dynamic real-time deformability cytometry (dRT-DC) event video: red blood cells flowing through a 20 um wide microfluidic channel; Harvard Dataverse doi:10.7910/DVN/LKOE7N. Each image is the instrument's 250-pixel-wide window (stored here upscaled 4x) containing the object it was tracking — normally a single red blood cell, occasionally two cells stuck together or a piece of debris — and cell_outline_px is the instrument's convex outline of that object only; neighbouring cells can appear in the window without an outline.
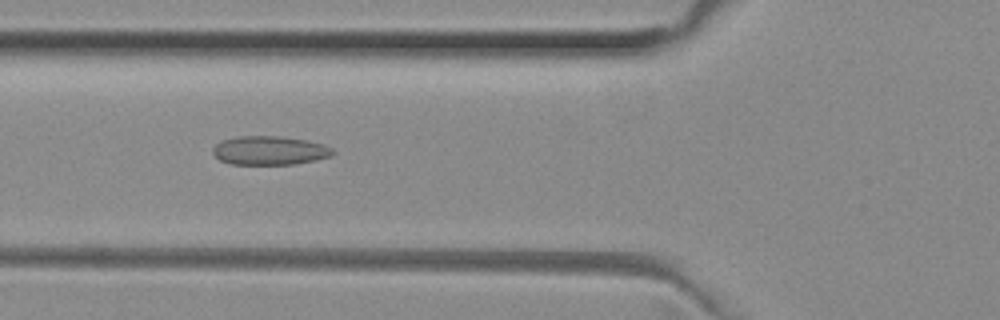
{"species": "common noctule bat (a hibernating species)", "species_latin": "Nyctalus noctula", "temperature_condition": "room temperature", "stored_images_in_passage": 51, "camera_frame_rate_fps": 3000, "um_per_image_px": 0.085, "animal": {"sex": "female", "body_mass_g": 29.2, "forearm_length_mm": 56.3}, "frame": {"image": 1, "passage_image": 19, "time_ms": 6.0, "image_size_px": [1000, 320], "cell_outline_px": [[336, 152], [332, 156], [316, 160], [292, 164], [232, 164], [220, 160], [212, 152], [212, 148], [216, 144], [224, 140], [236, 136], [280, 136], [308, 140], [324, 144], [332, 148]], "centroid_in_image_um": [22.95, 12.78], "position_along_channel_um": 102.8, "area_um2": 20.23}}
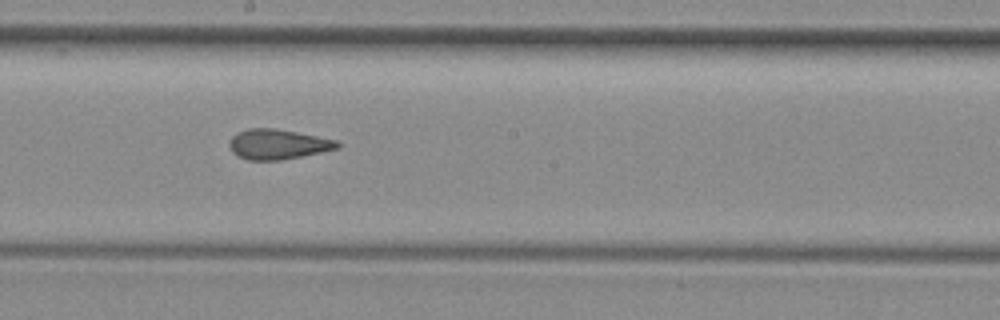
{"frame": {"image": 2, "passage_image": 28, "time_ms": 9.0, "image_size_px": [1000, 320], "cell_outline_px": [[340, 148], [280, 160], [248, 160], [232, 152], [228, 144], [232, 136], [236, 132], [248, 128], [276, 128], [336, 140], [340, 144]], "centroid_in_image_um": [23.58, 12.25], "position_along_channel_um": 224.6, "area_um2": 18.79}}
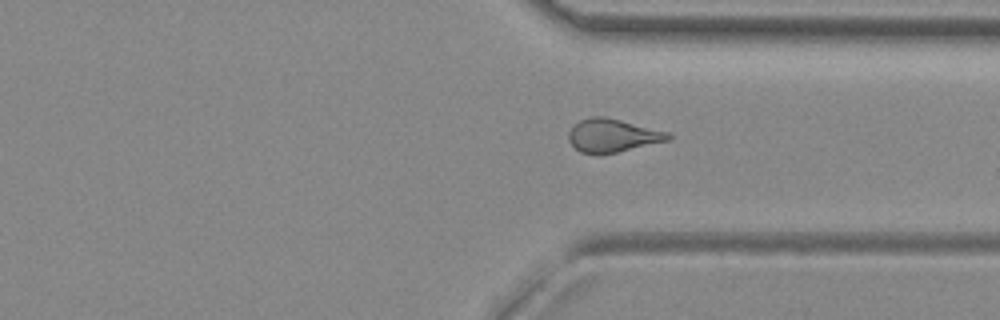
{"frame": {"image": 3, "passage_image": 38, "time_ms": 12.333, "image_size_px": [1000, 320], "cell_outline_px": [[672, 140], [616, 152], [580, 152], [568, 140], [568, 132], [580, 120], [592, 116], [604, 116], [668, 132], [672, 136]], "centroid_in_image_um": [52.1, 11.5], "position_along_channel_um": 359.3, "area_um2": 18.84}, "authors_computed_cell_mechanics": {"area_um2": 19.7676, "velocity_mm_per_s": 4.053, "shape_relaxation_time_tau1_ms": null, "shape_relaxation_time_tau2_ms": 1.7135, "deformation_change_tau1": null, "deformation_change_tau2": 0.0955}}